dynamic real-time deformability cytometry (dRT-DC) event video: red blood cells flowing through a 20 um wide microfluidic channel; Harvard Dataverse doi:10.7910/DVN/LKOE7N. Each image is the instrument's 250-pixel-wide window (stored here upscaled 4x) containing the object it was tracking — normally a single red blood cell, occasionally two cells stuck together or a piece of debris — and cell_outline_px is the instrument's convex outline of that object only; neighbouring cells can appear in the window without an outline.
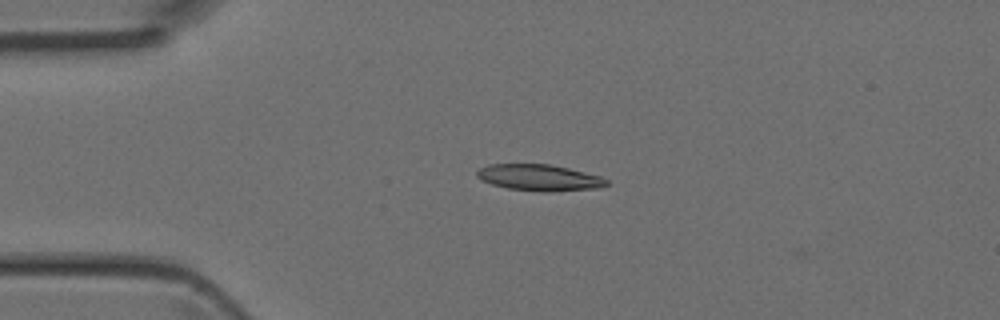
{"species": "Egyptian fruit bat (a non-hibernating species)", "species_latin": "Rousettus aegyptiacus", "temperature_condition": "room temperature", "stored_images_in_passage": 4, "camera_frame_rate_fps": 3000, "um_per_image_px": 0.085, "animal": {"sex": "female"}, "frame": {"image": 1, "passage_image": 3, "time_ms": 0.667, "image_size_px": [1000, 320], "cell_outline_px": [[608, 184], [600, 188], [548, 192], [544, 192], [508, 188], [492, 184], [480, 180], [476, 176], [476, 172], [480, 168], [488, 164], [548, 164], [568, 168], [600, 176], [608, 180]], "centroid_in_image_um": [45.83, 15.1], "position_along_channel_um": 39.2, "area_um2": 19.88}}